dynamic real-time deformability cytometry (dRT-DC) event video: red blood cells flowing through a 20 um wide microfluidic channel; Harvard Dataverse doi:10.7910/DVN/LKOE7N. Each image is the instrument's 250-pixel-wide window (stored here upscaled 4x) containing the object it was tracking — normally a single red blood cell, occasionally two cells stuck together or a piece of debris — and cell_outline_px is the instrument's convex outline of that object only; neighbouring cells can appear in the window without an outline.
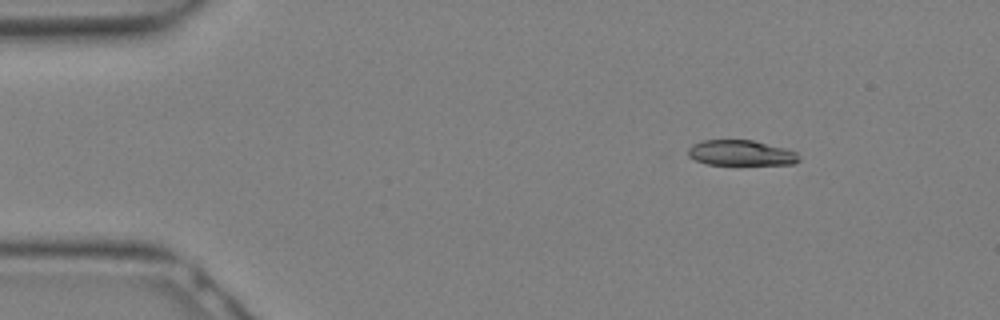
{"species": "Egyptian fruit bat (a non-hibernating species)", "species_latin": "Rousettus aegyptiacus", "temperature_condition": "warm", "stored_images_in_passage": 8, "camera_frame_rate_fps": 3000, "um_per_image_px": 0.085, "animal": {"sex": "female"}, "frame": {"image": 1, "passage_image": 3, "time_ms": 0.667, "image_size_px": [1000, 320], "cell_outline_px": [[800, 160], [792, 164], [708, 164], [696, 160], [688, 156], [688, 148], [692, 144], [700, 140], [752, 140], [784, 148], [796, 152]], "centroid_in_image_um": [62.94, 12.99], "position_along_channel_um": 22.1, "area_um2": 16.24}}
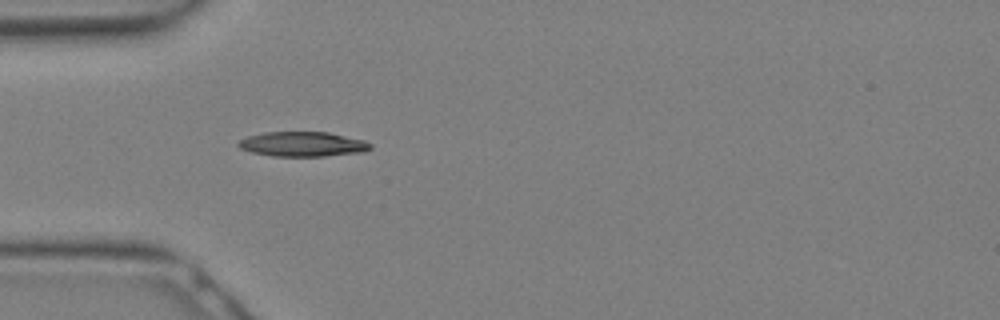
{"frame": {"image": 2, "passage_image": 8, "time_ms": 2.333, "image_size_px": [1000, 320], "cell_outline_px": [[372, 148], [364, 152], [324, 156], [272, 156], [252, 152], [240, 148], [236, 144], [240, 140], [248, 136], [264, 132], [328, 132], [364, 140], [372, 144]], "centroid_in_image_um": [25.74, 12.25], "position_along_channel_um": 59.3, "area_um2": 19.07}}